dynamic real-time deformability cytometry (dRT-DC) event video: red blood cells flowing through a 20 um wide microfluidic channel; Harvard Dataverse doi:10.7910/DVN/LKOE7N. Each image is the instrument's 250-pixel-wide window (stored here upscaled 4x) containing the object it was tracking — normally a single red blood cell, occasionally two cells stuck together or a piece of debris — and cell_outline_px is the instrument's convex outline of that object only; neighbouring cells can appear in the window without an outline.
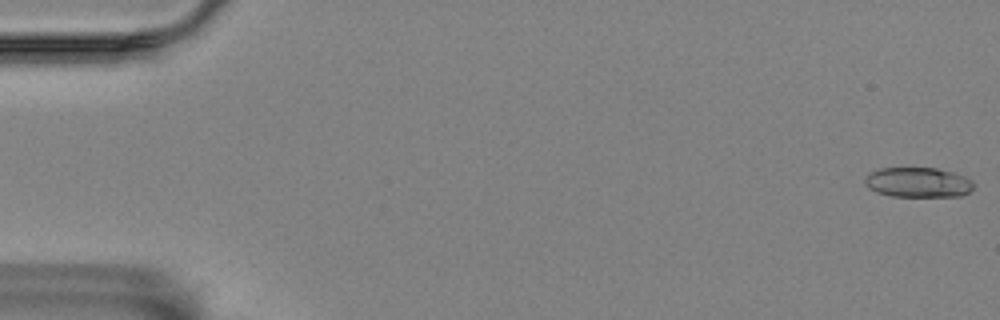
{"species": "Egyptian fruit bat (a non-hibernating species)", "species_latin": "Rousettus aegyptiacus", "temperature_condition": "room temperature", "stored_images_in_passage": 10, "camera_frame_rate_fps": 3000, "um_per_image_px": 0.085, "animal": {"sex": "female"}, "frame": {"image": 1, "passage_image": 1, "time_ms": 0.0, "image_size_px": [1000, 320], "cell_outline_px": [[972, 188], [968, 192], [960, 196], [892, 196], [876, 192], [868, 188], [864, 184], [864, 180], [872, 172], [880, 168], [936, 168], [952, 172], [964, 176], [972, 180]], "centroid_in_image_um": [78.02, 15.5], "position_along_channel_um": 7.0, "area_um2": 18.79}}
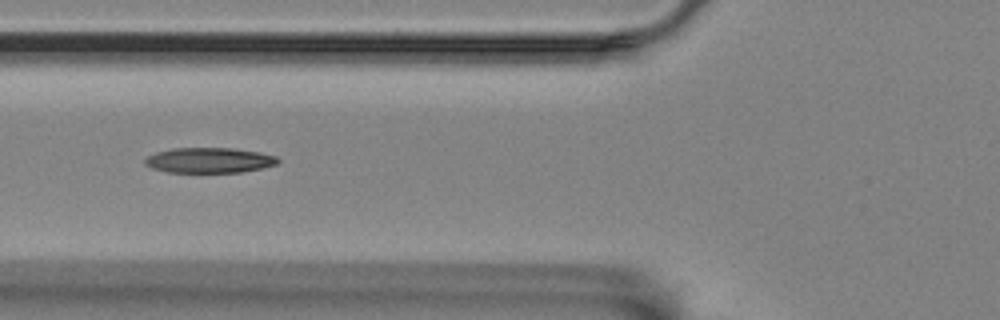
{"frame": {"image": 2, "passage_image": 7, "time_ms": 7.0, "image_size_px": [1000, 320], "cell_outline_px": [[280, 160], [276, 164], [264, 168], [240, 172], [168, 172], [152, 168], [144, 164], [144, 160], [148, 156], [156, 152], [172, 148], [232, 148], [260, 152], [276, 156]], "centroid_in_image_um": [17.79, 13.62], "position_along_channel_um": 108.0, "area_um2": 19.59}}
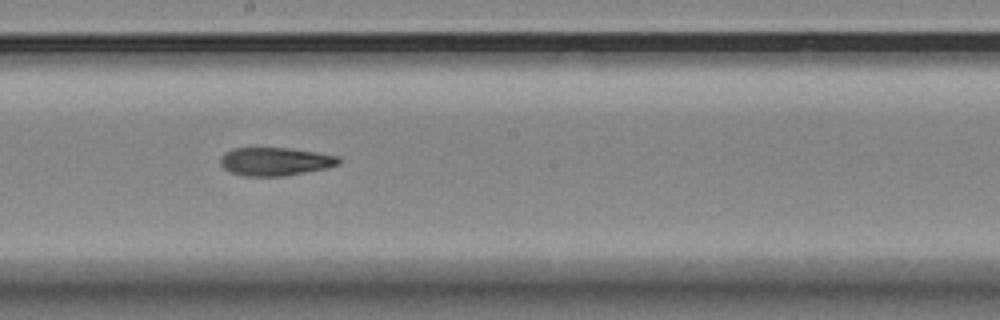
{"frame": {"image": 3, "passage_image": 10, "time_ms": 10.333, "image_size_px": [1000, 320], "cell_outline_px": [[340, 164], [328, 168], [284, 176], [244, 176], [232, 172], [224, 168], [220, 164], [220, 156], [224, 152], [232, 148], [288, 148], [340, 156]], "centroid_in_image_um": [23.39, 13.73], "position_along_channel_um": 224.8, "area_um2": 19.54}}